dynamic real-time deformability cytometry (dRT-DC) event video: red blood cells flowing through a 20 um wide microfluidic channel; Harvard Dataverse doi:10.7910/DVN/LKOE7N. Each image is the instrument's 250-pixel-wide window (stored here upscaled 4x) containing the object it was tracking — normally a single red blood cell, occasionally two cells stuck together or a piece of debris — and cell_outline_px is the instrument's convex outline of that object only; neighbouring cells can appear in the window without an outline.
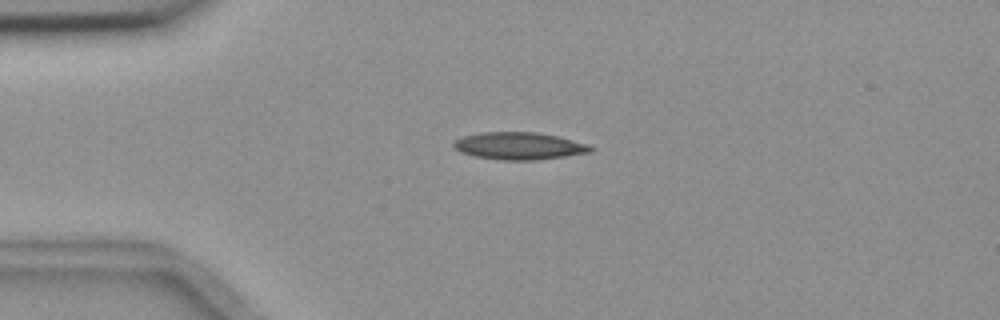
{"species": "common noctule bat (a hibernating species)", "species_latin": "Nyctalus noctula", "temperature_condition": "room temperature", "stored_images_in_passage": 4, "camera_frame_rate_fps": 3000, "um_per_image_px": 0.085, "animal": {"sex": "female", "body_mass_g": 18.4}, "frame": {"image": 1, "passage_image": 3, "time_ms": 2.333, "image_size_px": [1000, 320], "cell_outline_px": [[596, 148], [592, 152], [536, 160], [504, 160], [476, 156], [460, 152], [452, 144], [452, 140], [464, 136], [480, 132], [536, 132], [556, 136], [588, 144]], "centroid_in_image_um": [44.12, 12.4], "position_along_channel_um": 40.9, "area_um2": 21.73}}